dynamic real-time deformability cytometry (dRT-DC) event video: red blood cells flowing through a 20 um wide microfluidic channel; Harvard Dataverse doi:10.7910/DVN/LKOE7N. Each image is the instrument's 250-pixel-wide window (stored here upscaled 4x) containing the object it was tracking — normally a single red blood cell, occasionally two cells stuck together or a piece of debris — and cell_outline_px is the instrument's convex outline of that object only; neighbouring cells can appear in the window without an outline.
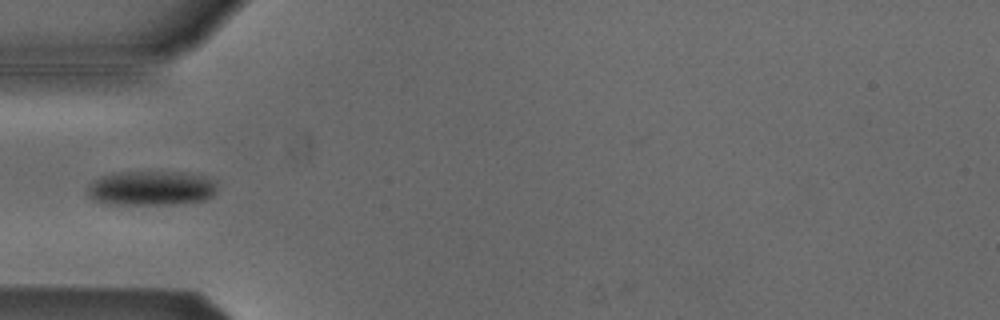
{"species": "Egyptian fruit bat (a non-hibernating species)", "species_latin": "Rousettus aegyptiacus", "temperature_condition": "cold", "stored_images_in_passage": 34, "camera_frame_rate_fps": 3000, "um_per_image_px": 0.085, "animal": {"sex": "male"}, "frame": {"image": 1, "passage_image": 1, "time_ms": 0.0, "image_size_px": [1000, 320], "cell_outline_px": [[216, 192], [208, 200], [180, 204], [100, 204], [92, 200], [88, 196], [88, 184], [92, 180], [100, 176], [116, 172], [184, 172], [204, 176], [216, 180]], "centroid_in_image_um": [12.84, 16.0], "position_along_channel_um": 72.2, "area_um2": 26.76}}
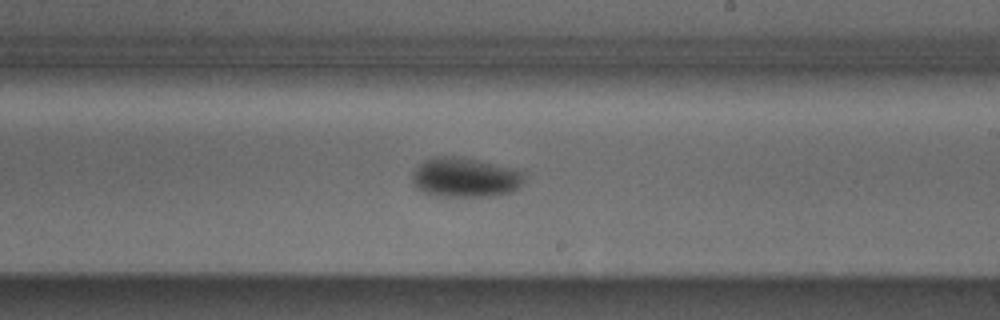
{"frame": {"image": 2, "passage_image": 15, "time_ms": 4.667, "image_size_px": [1000, 320], "cell_outline_px": [[524, 180], [512, 192], [492, 196], [444, 196], [424, 192], [416, 188], [412, 184], [412, 172], [424, 160], [436, 156], [456, 156], [476, 160], [524, 172]], "centroid_in_image_um": [39.48, 15.09], "position_along_channel_um": 249.5, "area_um2": 25.49}}
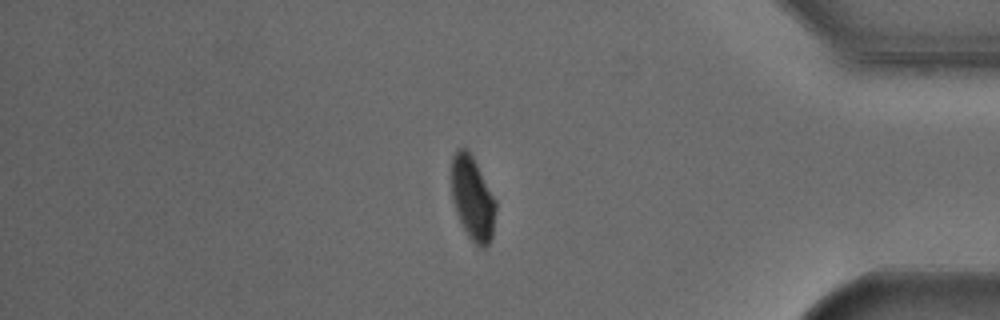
{"frame": {"image": 3, "passage_image": 29, "time_ms": 9.333, "image_size_px": [1000, 320], "cell_outline_px": [[496, 212], [492, 236], [488, 244], [484, 248], [480, 248], [468, 236], [456, 212], [452, 200], [452, 156], [456, 148], [468, 148], [496, 200]], "centroid_in_image_um": [40.17, 16.84], "position_along_channel_um": 395.0, "area_um2": 21.62}}